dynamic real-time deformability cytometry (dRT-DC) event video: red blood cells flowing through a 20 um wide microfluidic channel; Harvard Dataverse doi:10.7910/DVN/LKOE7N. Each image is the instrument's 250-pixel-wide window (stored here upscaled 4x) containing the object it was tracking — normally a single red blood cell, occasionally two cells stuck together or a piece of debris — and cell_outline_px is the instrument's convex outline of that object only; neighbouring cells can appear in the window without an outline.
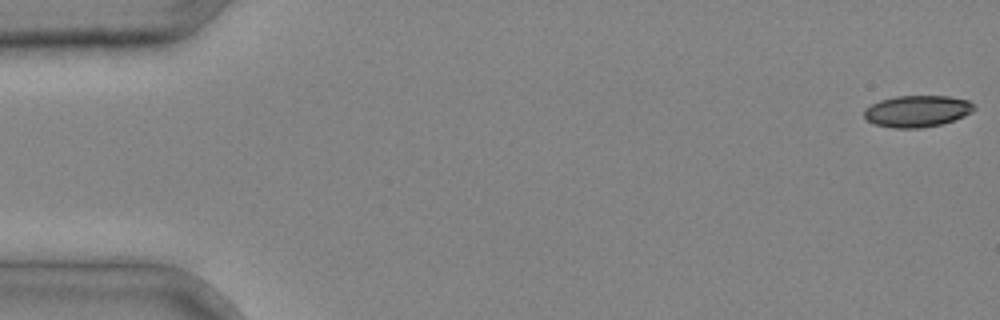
{"species": "common noctule bat (a hibernating species)", "species_latin": "Nyctalus noctula", "temperature_condition": "cold", "stored_images_in_passage": 3, "camera_frame_rate_fps": 3000, "um_per_image_px": 0.085, "animal": {"sex": "male", "body_mass_g": 20.4}, "frame": {"image": 1, "passage_image": 1, "time_ms": 0.0, "image_size_px": [1000, 320], "cell_outline_px": [[976, 108], [972, 112], [964, 116], [940, 124], [920, 128], [892, 128], [876, 124], [868, 120], [864, 116], [864, 108], [880, 100], [896, 96], [948, 96], [968, 100]], "centroid_in_image_um": [77.95, 9.44], "position_along_channel_um": 7.1, "area_um2": 20.11}}
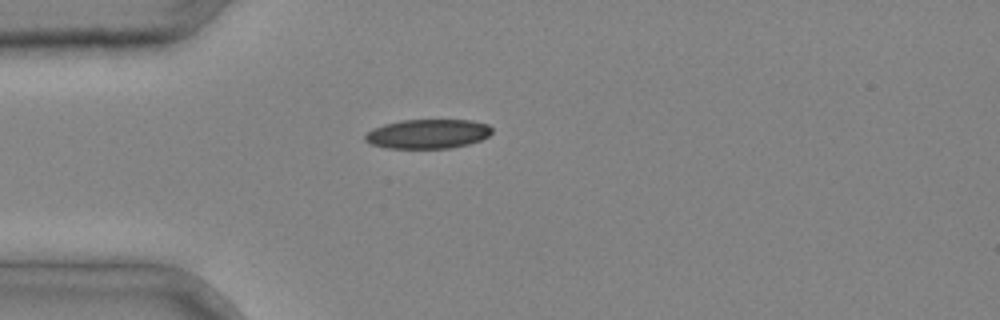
{"frame": {"image": 2, "passage_image": 3, "time_ms": 0.667, "image_size_px": [1000, 320], "cell_outline_px": [[492, 132], [488, 136], [480, 140], [468, 144], [452, 148], [388, 148], [368, 144], [364, 140], [364, 136], [372, 128], [384, 124], [400, 120], [472, 120], [488, 124], [492, 128]], "centroid_in_image_um": [36.34, 11.38], "position_along_channel_um": 48.7, "area_um2": 21.85}}